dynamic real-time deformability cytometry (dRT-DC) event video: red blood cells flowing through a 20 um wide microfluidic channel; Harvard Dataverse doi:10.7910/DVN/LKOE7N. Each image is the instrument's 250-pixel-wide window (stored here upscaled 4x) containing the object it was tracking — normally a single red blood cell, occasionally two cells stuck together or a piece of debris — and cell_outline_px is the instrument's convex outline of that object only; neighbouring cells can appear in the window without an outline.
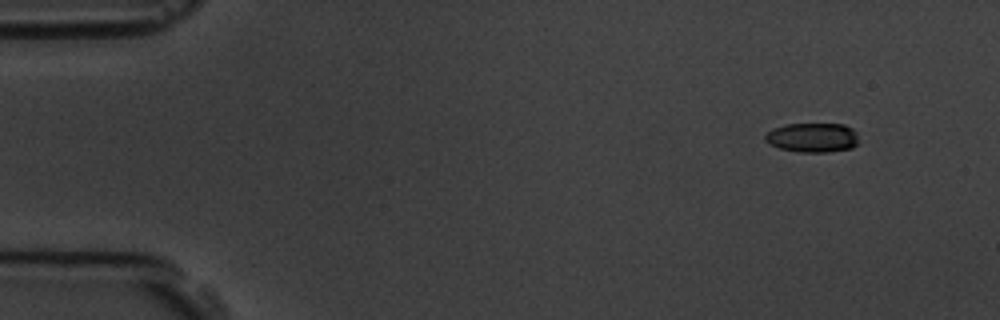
{"species": "common noctule bat (a hibernating species)", "species_latin": "Nyctalus noctula", "temperature_condition": "room temperature", "stored_images_in_passage": 5, "segment_of_instrument_passage": [2, 2], "camera_frame_rate_fps": 3000, "um_per_image_px": 0.085, "animal": {"sex": "male", "body_mass_g": 19.5, "forearm_length_mm": 54.6}, "frame": {"image": 1, "passage_image": 5, "time_ms": 4.667, "image_size_px": [1000, 320], "cell_outline_px": [[856, 144], [852, 148], [828, 152], [800, 152], [780, 148], [768, 144], [764, 140], [764, 136], [772, 128], [784, 124], [844, 124], [852, 128], [856, 132]], "centroid_in_image_um": [69.02, 11.69], "position_along_channel_um": 16.0, "area_um2": 16.07}}